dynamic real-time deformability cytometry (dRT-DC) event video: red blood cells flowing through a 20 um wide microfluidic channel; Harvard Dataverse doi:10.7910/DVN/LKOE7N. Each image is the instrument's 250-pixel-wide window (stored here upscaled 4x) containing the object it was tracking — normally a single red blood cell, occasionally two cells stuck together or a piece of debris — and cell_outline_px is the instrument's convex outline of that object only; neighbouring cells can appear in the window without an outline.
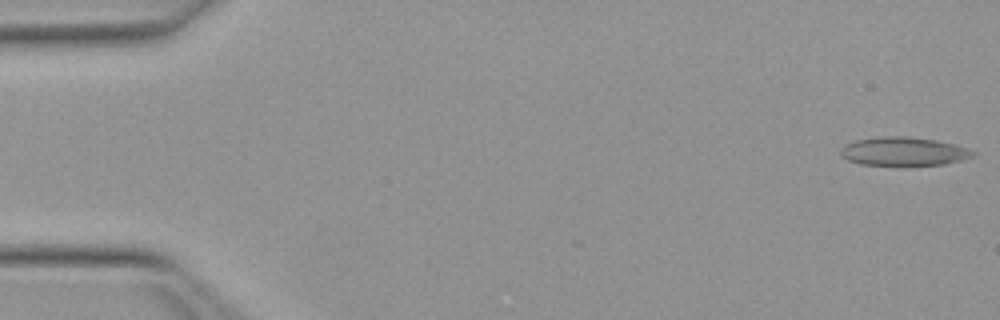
{"species": "Egyptian fruit bat (a non-hibernating species)", "species_latin": "Rousettus aegyptiacus", "temperature_condition": "warm", "stored_images_in_passage": 6, "camera_frame_rate_fps": 3000, "um_per_image_px": 0.085, "animal": {"sex": "female"}, "frame": {"image": 1, "passage_image": 1, "time_ms": 0.0, "image_size_px": [1000, 320], "cell_outline_px": [[976, 156], [944, 164], [908, 168], [896, 168], [860, 164], [848, 160], [840, 156], [840, 148], [844, 144], [856, 140], [884, 136], [908, 136], [936, 140], [968, 148], [976, 152]], "centroid_in_image_um": [76.78, 12.92], "position_along_channel_um": 8.2, "area_um2": 23.18}}